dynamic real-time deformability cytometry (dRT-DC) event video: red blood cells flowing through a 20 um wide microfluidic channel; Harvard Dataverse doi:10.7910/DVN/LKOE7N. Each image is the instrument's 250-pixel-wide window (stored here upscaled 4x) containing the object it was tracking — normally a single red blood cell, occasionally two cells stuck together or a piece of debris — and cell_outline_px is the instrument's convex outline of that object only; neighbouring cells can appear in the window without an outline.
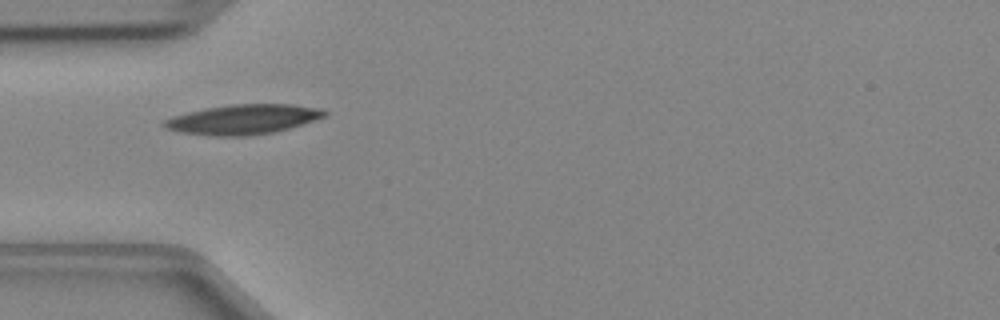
{"species": "Egyptian fruit bat (a non-hibernating species)", "species_latin": "Rousettus aegyptiacus", "temperature_condition": "cold", "stored_images_in_passage": 34, "camera_frame_rate_fps": 3000, "um_per_image_px": 0.085, "animal": {"sex": "female"}, "frame": {"image": 1, "passage_image": 1, "time_ms": 0.0, "image_size_px": [1000, 320], "cell_outline_px": [[328, 112], [324, 116], [288, 128], [272, 132], [252, 136], [212, 136], [180, 132], [164, 128], [160, 124], [164, 120], [172, 116], [204, 108], [232, 104], [292, 104], [324, 108]], "centroid_in_image_um": [20.61, 10.14], "position_along_channel_um": 64.4, "area_um2": 27.92}}
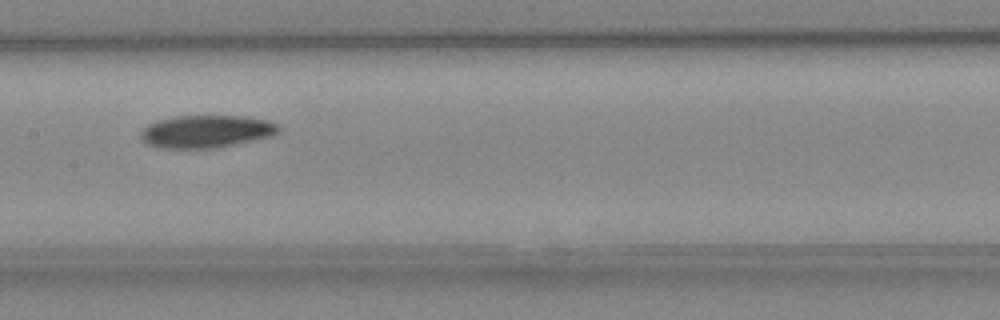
{"frame": {"image": 2, "passage_image": 10, "time_ms": 3.0, "image_size_px": [1000, 320], "cell_outline_px": [[280, 132], [272, 136], [216, 148], [156, 148], [144, 144], [140, 140], [140, 132], [148, 124], [156, 120], [176, 116], [244, 116], [264, 120], [280, 124]], "centroid_in_image_um": [17.49, 11.18], "position_along_channel_um": 189.9, "area_um2": 26.47}}
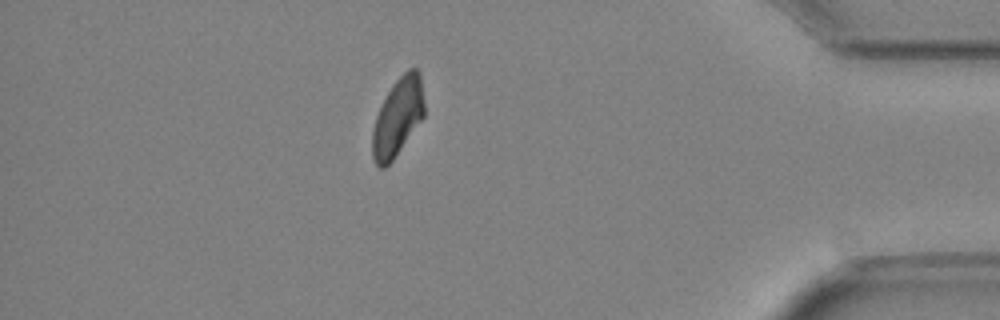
{"frame": {"image": 3, "passage_image": 28, "time_ms": 9.0, "image_size_px": [1000, 320], "cell_outline_px": [[424, 116], [392, 160], [384, 168], [380, 168], [376, 164], [372, 156], [372, 132], [376, 116], [392, 84], [408, 68], [416, 68], [420, 72], [424, 104]], "centroid_in_image_um": [33.81, 9.93], "position_along_channel_um": 401.4, "area_um2": 23.24}}